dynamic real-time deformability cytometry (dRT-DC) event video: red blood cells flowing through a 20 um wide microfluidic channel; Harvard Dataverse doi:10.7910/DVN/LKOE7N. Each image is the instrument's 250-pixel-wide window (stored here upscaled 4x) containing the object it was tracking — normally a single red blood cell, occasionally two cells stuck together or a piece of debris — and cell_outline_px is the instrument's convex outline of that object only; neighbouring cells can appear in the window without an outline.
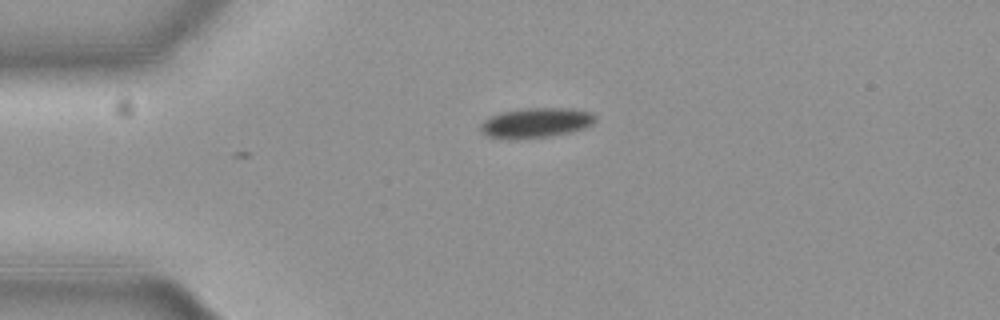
{"species": "common noctule bat (a hibernating species)", "species_latin": "Nyctalus noctula", "temperature_condition": "cold", "stored_images_in_passage": 4, "camera_frame_rate_fps": 3000, "um_per_image_px": 0.085, "animal": {"sex": "female", "body_mass_g": 19.3, "forearm_length_mm": 54.1}, "frame": {"image": 1, "passage_image": 1, "time_ms": 0.0, "image_size_px": [1000, 320], "cell_outline_px": [[596, 120], [592, 124], [584, 128], [568, 132], [548, 136], [488, 136], [480, 128], [480, 124], [488, 116], [500, 112], [524, 108], [572, 108], [592, 112], [596, 116]], "centroid_in_image_um": [45.62, 10.37], "position_along_channel_um": 39.4, "area_um2": 19.25}}